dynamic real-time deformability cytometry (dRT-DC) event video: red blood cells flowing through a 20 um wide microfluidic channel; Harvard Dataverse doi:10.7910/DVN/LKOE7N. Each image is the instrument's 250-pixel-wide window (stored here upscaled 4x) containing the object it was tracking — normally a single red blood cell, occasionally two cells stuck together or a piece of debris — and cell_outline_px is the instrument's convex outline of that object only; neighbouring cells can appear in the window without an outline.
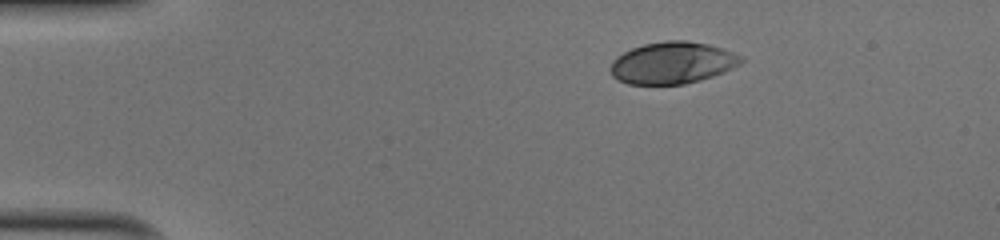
{"species": "human", "species_latin": "Homo sapiens", "temperature_condition": "cold", "stored_images_in_passage": 35, "camera_frame_rate_fps": 3000, "um_per_image_px": 0.085, "donor": {"sex": "male"}, "frame": {"image": 1, "passage_image": 1, "time_ms": 0.0, "image_size_px": [1000, 240], "cell_outline_px": [[744, 60], [740, 64], [724, 72], [700, 80], [684, 84], [628, 84], [612, 76], [612, 60], [616, 56], [632, 48], [644, 44], [664, 40], [684, 40], [708, 44], [744, 56]], "centroid_in_image_um": [57.17, 5.33], "position_along_channel_um": 27.8, "area_um2": 31.73}}
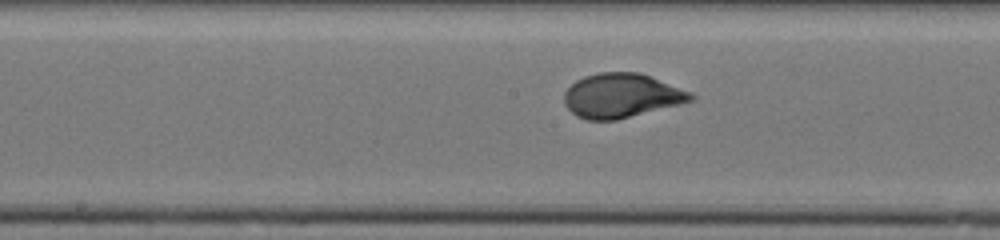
{"frame": {"image": 2, "passage_image": 19, "time_ms": 6.0, "image_size_px": [1000, 240], "cell_outline_px": [[696, 100], [616, 120], [588, 120], [576, 116], [564, 104], [564, 92], [576, 80], [584, 76], [600, 72], [640, 72], [692, 92], [696, 96]], "centroid_in_image_um": [52.84, 8.12], "position_along_channel_um": 195.4, "area_um2": 32.77}}
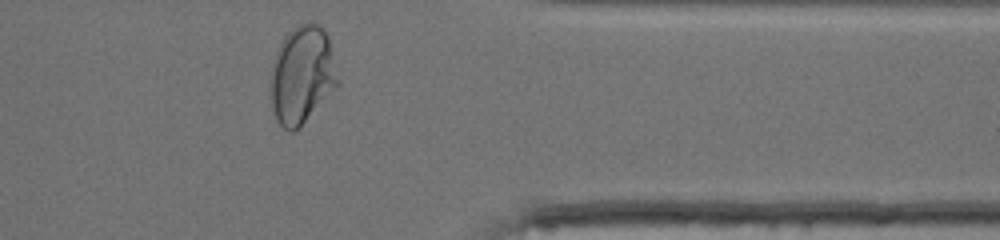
{"frame": {"image": 3, "passage_image": 34, "time_ms": 11.0, "image_size_px": [1000, 240], "cell_outline_px": [[340, 84], [300, 128], [292, 132], [288, 132], [276, 120], [272, 108], [268, 88], [272, 64], [276, 52], [284, 36], [292, 28], [308, 20], [312, 20], [324, 28], [328, 36], [340, 80]], "centroid_in_image_um": [25.67, 6.37], "position_along_channel_um": 385.7, "area_um2": 39.36}, "authors_computed_cell_mechanics": {"area_um2": 32.2524, "velocity_mm_per_s": 4.0212, "shape_relaxation_time_tau1_ms": 3.3254, "shape_relaxation_time_tau2_ms": null, "deformation_change_tau1": 0.1892, "deformation_change_tau2": null}}